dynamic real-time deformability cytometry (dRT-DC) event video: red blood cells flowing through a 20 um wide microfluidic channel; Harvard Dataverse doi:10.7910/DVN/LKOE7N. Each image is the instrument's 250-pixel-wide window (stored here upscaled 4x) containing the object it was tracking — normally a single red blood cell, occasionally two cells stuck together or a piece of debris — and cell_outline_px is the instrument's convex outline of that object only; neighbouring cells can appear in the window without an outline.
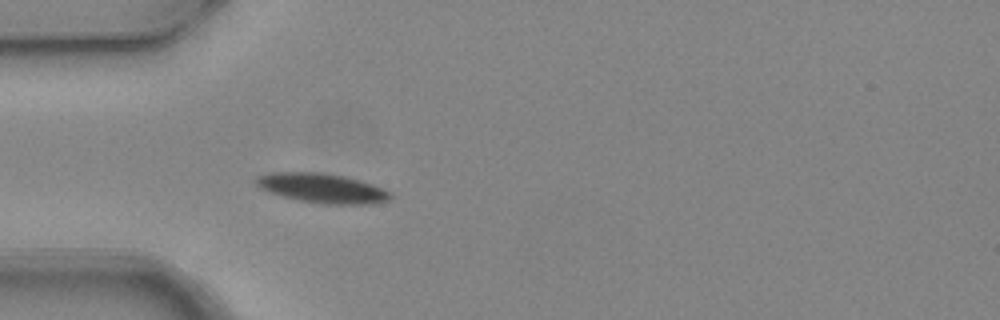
{"species": "common noctule bat (a hibernating species)", "species_latin": "Nyctalus noctula", "temperature_condition": "warm", "stored_images_in_passage": 4, "camera_frame_rate_fps": 3000, "um_per_image_px": 0.085, "animal": {"sex": "female", "body_mass_g": 24.6, "forearm_length_mm": 56.2}, "frame": {"image": 1, "passage_image": 4, "time_ms": 1.0, "image_size_px": [1000, 320], "cell_outline_px": [[392, 196], [388, 200], [372, 204], [320, 204], [300, 200], [284, 196], [260, 188], [252, 180], [256, 176], [272, 172], [320, 172], [344, 176], [372, 184], [384, 188], [392, 192]], "centroid_in_image_um": [27.39, 15.99], "position_along_channel_um": 57.6, "area_um2": 23.12}}